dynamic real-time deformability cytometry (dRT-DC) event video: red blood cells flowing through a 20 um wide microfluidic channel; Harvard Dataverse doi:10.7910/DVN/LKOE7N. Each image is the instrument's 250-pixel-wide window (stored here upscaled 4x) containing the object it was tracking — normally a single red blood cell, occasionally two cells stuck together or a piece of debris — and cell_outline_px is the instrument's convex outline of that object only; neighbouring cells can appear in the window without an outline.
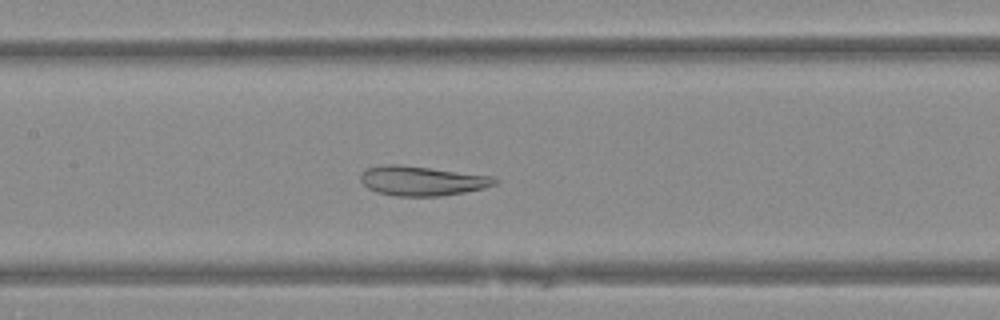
{"species": "Egyptian fruit bat (a non-hibernating species)", "species_latin": "Rousettus aegyptiacus", "temperature_condition": "warm", "stored_images_in_passage": 47, "camera_frame_rate_fps": 3000, "um_per_image_px": 0.085, "animal": {"sex": "female"}, "frame": {"image": 1, "passage_image": 21, "time_ms": 6.667, "image_size_px": [1000, 320], "cell_outline_px": [[500, 180], [496, 184], [484, 188], [464, 192], [440, 196], [396, 196], [376, 192], [368, 188], [360, 180], [360, 176], [368, 168], [380, 164], [400, 164], [496, 176]], "centroid_in_image_um": [35.91, 15.36], "position_along_channel_um": 171.5, "area_um2": 23.35}}
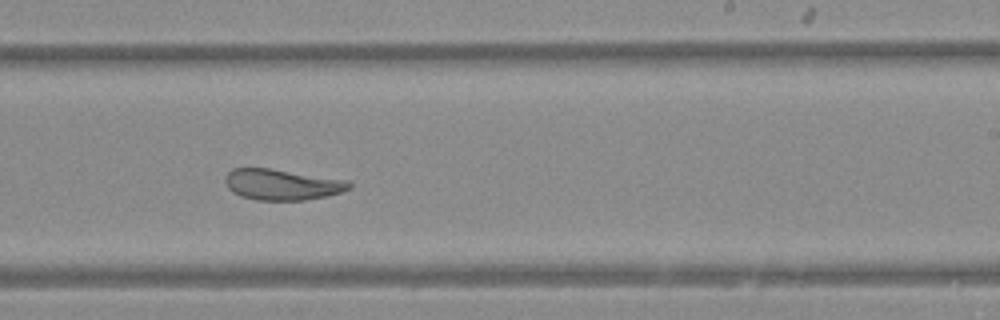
{"frame": {"image": 2, "passage_image": 28, "time_ms": 9.0, "image_size_px": [1000, 320], "cell_outline_px": [[352, 188], [340, 192], [324, 196], [304, 200], [256, 200], [240, 196], [232, 192], [228, 188], [224, 180], [224, 176], [232, 168], [268, 168], [348, 180], [352, 184]], "centroid_in_image_um": [23.93, 15.68], "position_along_channel_um": 265.1, "area_um2": 22.31}}
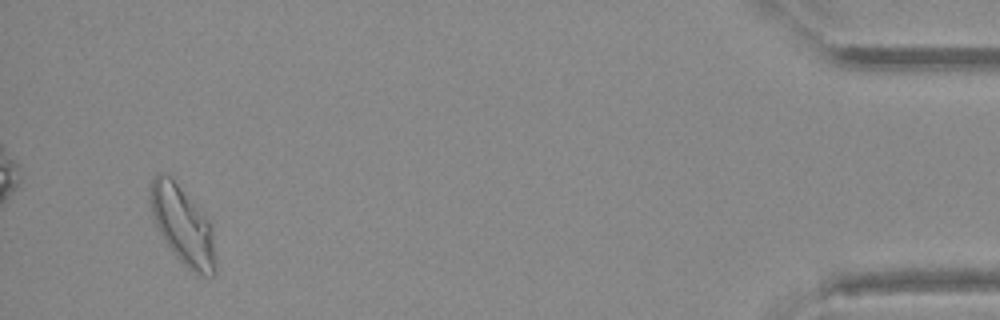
{"frame": {"image": 3, "passage_image": 45, "time_ms": 14.667, "image_size_px": [1000, 320], "cell_outline_px": [[216, 272], [212, 276], [200, 276], [192, 272], [176, 256], [164, 240], [152, 216], [148, 192], [152, 180], [160, 172], [172, 176], [212, 224], [216, 264]], "centroid_in_image_um": [15.54, 19.15], "position_along_channel_um": 419.7, "area_um2": 29.88}}